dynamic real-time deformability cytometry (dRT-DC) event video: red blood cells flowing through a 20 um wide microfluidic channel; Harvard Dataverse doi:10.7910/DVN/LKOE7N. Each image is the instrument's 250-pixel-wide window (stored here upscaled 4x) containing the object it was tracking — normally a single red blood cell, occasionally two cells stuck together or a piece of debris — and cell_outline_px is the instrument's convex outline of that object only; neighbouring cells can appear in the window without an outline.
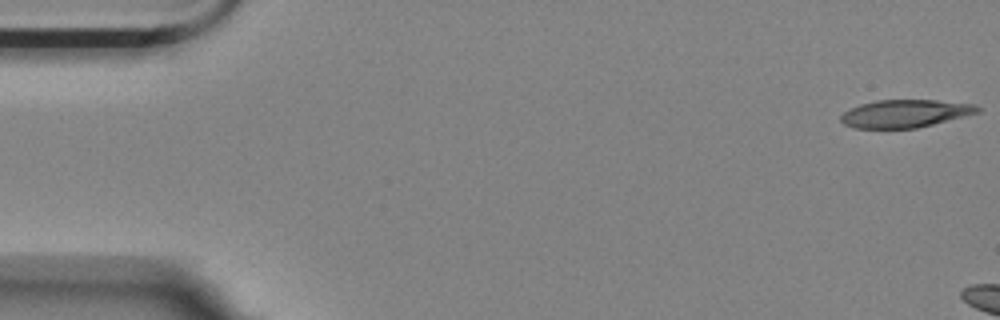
{"species": "Egyptian fruit bat (a non-hibernating species)", "species_latin": "Rousettus aegyptiacus", "temperature_condition": "room temperature", "stored_images_in_passage": 6, "camera_frame_rate_fps": 3000, "um_per_image_px": 0.085, "animal": {"sex": "female"}, "frame": {"image": 1, "passage_image": 1, "time_ms": 0.0, "image_size_px": [1000, 320], "cell_outline_px": [[980, 112], [916, 128], [856, 128], [844, 124], [840, 120], [840, 116], [844, 112], [860, 104], [876, 100], [936, 100], [972, 104], [980, 108]], "centroid_in_image_um": [76.91, 9.65], "position_along_channel_um": 8.1, "area_um2": 21.85}}